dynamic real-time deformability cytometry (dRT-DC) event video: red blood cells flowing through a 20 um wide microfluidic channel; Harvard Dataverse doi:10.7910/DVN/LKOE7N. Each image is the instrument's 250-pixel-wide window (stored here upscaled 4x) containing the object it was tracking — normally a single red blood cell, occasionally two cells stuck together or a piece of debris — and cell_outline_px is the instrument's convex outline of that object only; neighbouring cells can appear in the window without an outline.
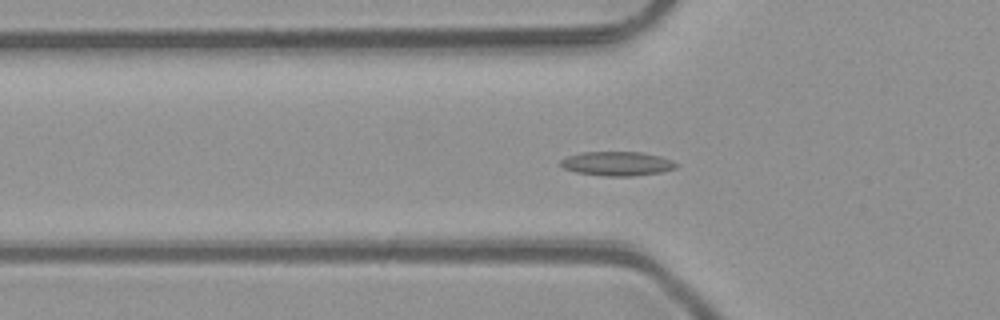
{"species": "common noctule bat (a hibernating species)", "species_latin": "Nyctalus noctula", "temperature_condition": "room temperature", "stored_images_in_passage": 31, "camera_frame_rate_fps": 3000, "um_per_image_px": 0.085, "animal": {"sex": "male", "body_mass_g": 23.1, "forearm_length_mm": 52.7}, "frame": {"image": 1, "passage_image": 18, "time_ms": 5.667, "image_size_px": [1000, 320], "cell_outline_px": [[680, 164], [676, 168], [664, 172], [632, 176], [604, 176], [576, 172], [564, 168], [560, 164], [560, 160], [568, 156], [580, 152], [640, 152], [660, 156], [672, 160]], "centroid_in_image_um": [52.49, 13.91], "position_along_channel_um": 73.3, "area_um2": 16.42}}
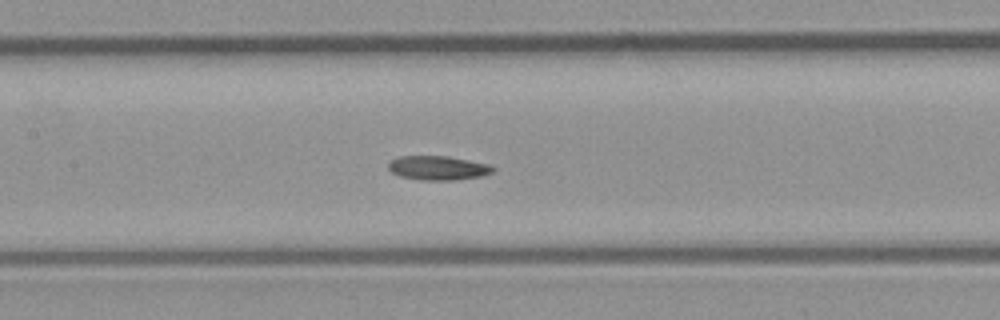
{"frame": {"image": 2, "passage_image": 25, "time_ms": 8.0, "image_size_px": [1000, 320], "cell_outline_px": [[496, 168], [492, 172], [480, 176], [456, 180], [420, 180], [400, 176], [392, 172], [388, 168], [388, 160], [400, 156], [448, 156], [492, 164]], "centroid_in_image_um": [37.24, 14.26], "position_along_channel_um": 170.2, "area_um2": 14.91}}
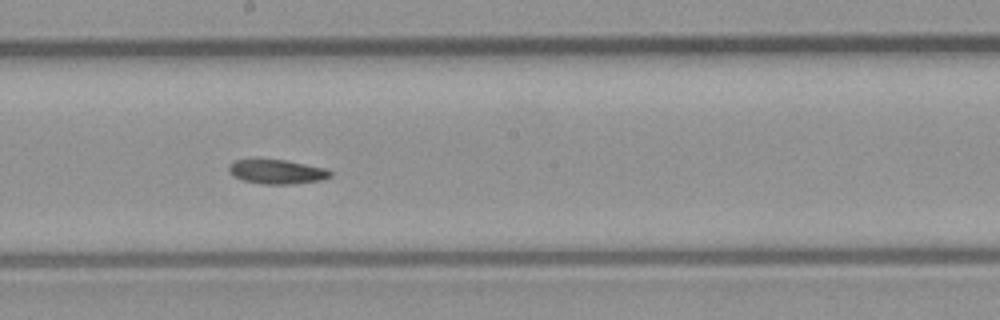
{"frame": {"image": 3, "passage_image": 29, "time_ms": 9.333, "image_size_px": [1000, 320], "cell_outline_px": [[332, 176], [324, 180], [292, 184], [260, 184], [244, 180], [232, 176], [228, 172], [228, 164], [232, 160], [288, 160], [328, 168], [332, 172]], "centroid_in_image_um": [23.57, 14.6], "position_along_channel_um": 224.6, "area_um2": 14.68}}